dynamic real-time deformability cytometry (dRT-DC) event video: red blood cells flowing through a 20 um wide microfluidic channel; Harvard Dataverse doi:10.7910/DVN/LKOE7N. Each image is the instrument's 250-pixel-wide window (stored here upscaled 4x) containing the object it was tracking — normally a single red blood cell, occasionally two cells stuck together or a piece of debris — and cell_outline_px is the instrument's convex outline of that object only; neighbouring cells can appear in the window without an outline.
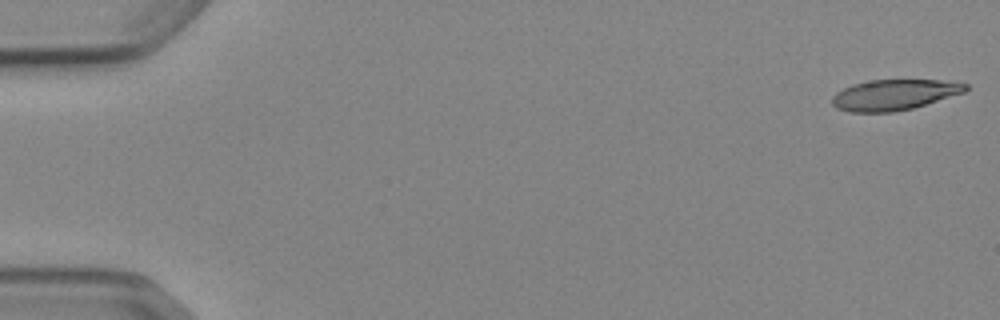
{"species": "Egyptian fruit bat (a non-hibernating species)", "species_latin": "Rousettus aegyptiacus", "temperature_condition": "cold", "stored_images_in_passage": 52, "camera_frame_rate_fps": 3000, "um_per_image_px": 0.085, "animal": {"sex": "female"}, "frame": {"image": 1, "passage_image": 1, "time_ms": 0.0, "image_size_px": [1000, 320], "cell_outline_px": [[968, 88], [964, 92], [912, 108], [892, 112], [848, 112], [836, 108], [832, 104], [832, 96], [836, 92], [852, 84], [872, 80], [940, 80], [968, 84]], "centroid_in_image_um": [75.96, 8.06], "position_along_channel_um": 9.0, "area_um2": 23.64}}
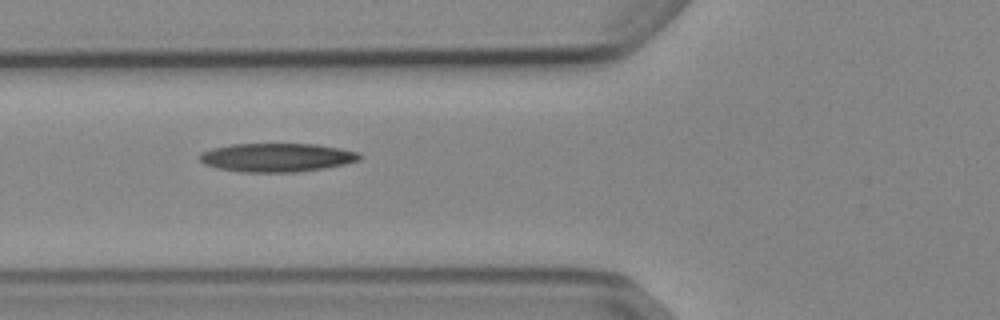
{"frame": {"image": 2, "passage_image": 20, "time_ms": 6.333, "image_size_px": [1000, 320], "cell_outline_px": [[364, 156], [360, 160], [344, 164], [324, 168], [296, 172], [240, 172], [216, 168], [204, 164], [200, 160], [200, 152], [212, 148], [232, 144], [316, 144], [340, 148], [360, 152]], "centroid_in_image_um": [23.55, 13.38], "position_along_channel_um": 102.3, "area_um2": 26.88}}
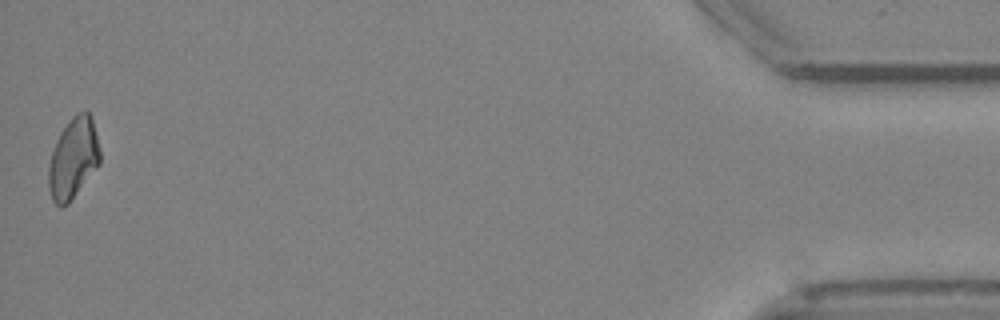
{"frame": {"image": 3, "passage_image": 52, "time_ms": 17.0, "image_size_px": [1000, 320], "cell_outline_px": [[100, 164], [68, 204], [60, 208], [52, 200], [48, 188], [48, 168], [52, 152], [56, 140], [60, 132], [72, 116], [76, 112], [88, 112], [92, 116], [100, 152]], "centroid_in_image_um": [6.22, 13.47], "position_along_channel_um": 429.0, "area_um2": 24.28}}